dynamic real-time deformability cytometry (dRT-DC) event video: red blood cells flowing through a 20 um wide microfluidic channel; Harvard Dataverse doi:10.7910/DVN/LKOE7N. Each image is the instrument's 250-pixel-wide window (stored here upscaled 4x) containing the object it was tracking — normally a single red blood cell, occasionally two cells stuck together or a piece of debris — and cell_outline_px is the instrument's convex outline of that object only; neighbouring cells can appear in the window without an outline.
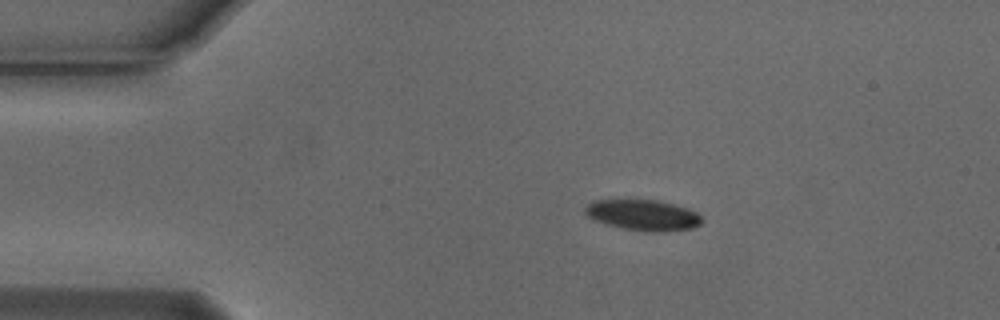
{"species": "Egyptian fruit bat (a non-hibernating species)", "species_latin": "Rousettus aegyptiacus", "temperature_condition": "cold", "stored_images_in_passage": 8, "camera_frame_rate_fps": 3000, "um_per_image_px": 0.085, "animal": {"sex": "male"}, "frame": {"image": 1, "passage_image": 1, "time_ms": 0.0, "image_size_px": [1000, 320], "cell_outline_px": [[704, 220], [700, 224], [692, 228], [664, 232], [644, 232], [624, 228], [608, 224], [596, 220], [588, 216], [584, 212], [584, 208], [592, 200], [656, 200], [676, 204], [688, 208], [696, 212]], "centroid_in_image_um": [54.69, 18.28], "position_along_channel_um": 30.3, "area_um2": 20.98}}
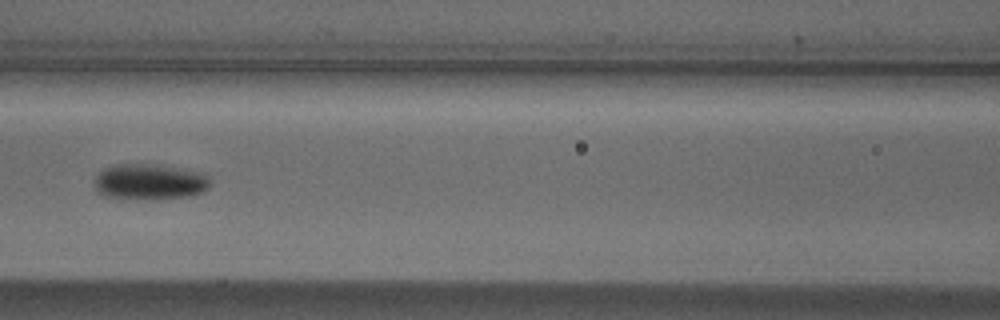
{"frame": {"image": 2, "passage_image": 5, "time_ms": 1.333, "image_size_px": [1000, 320], "cell_outline_px": [[212, 184], [208, 188], [200, 192], [188, 196], [148, 200], [136, 200], [104, 196], [96, 192], [96, 176], [104, 168], [116, 164], [148, 164], [180, 168], [204, 172], [208, 176]], "centroid_in_image_um": [12.73, 15.46], "position_along_channel_um": 153.9, "area_um2": 24.39}}
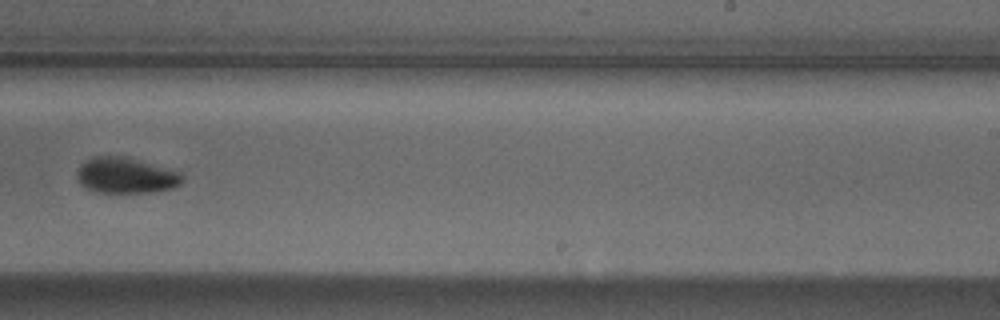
{"frame": {"image": 3, "passage_image": 8, "time_ms": 2.333, "image_size_px": [1000, 320], "cell_outline_px": [[184, 180], [180, 184], [172, 188], [152, 192], [96, 192], [84, 188], [80, 184], [76, 176], [76, 172], [80, 164], [84, 160], [92, 156], [128, 156], [180, 172], [184, 176]], "centroid_in_image_um": [10.66, 14.9], "position_along_channel_um": 278.3, "area_um2": 22.31}}